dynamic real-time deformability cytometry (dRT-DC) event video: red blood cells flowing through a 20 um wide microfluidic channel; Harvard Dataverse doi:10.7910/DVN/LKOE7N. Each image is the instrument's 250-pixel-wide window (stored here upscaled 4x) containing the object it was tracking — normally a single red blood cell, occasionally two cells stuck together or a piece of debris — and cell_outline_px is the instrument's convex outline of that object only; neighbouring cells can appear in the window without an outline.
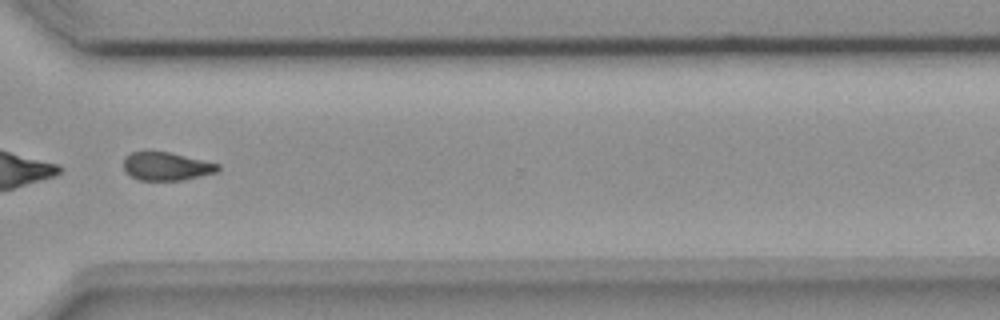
{"species": "common noctule bat (a hibernating species)", "species_latin": "Nyctalus noctula", "temperature_condition": "room temperature", "stored_images_in_passage": 45, "camera_frame_rate_fps": 3000, "um_per_image_px": 0.085, "animal": {"sex": "female", "body_mass_g": 18.4}, "frame": {"image": 1, "passage_image": 32, "time_ms": 10.333, "image_size_px": [1000, 320], "cell_outline_px": [[220, 168], [216, 172], [184, 180], [140, 180], [132, 176], [124, 168], [124, 156], [132, 152], [168, 152], [220, 164]], "centroid_in_image_um": [14.16, 14.14], "position_along_channel_um": 356.4, "area_um2": 15.26}}